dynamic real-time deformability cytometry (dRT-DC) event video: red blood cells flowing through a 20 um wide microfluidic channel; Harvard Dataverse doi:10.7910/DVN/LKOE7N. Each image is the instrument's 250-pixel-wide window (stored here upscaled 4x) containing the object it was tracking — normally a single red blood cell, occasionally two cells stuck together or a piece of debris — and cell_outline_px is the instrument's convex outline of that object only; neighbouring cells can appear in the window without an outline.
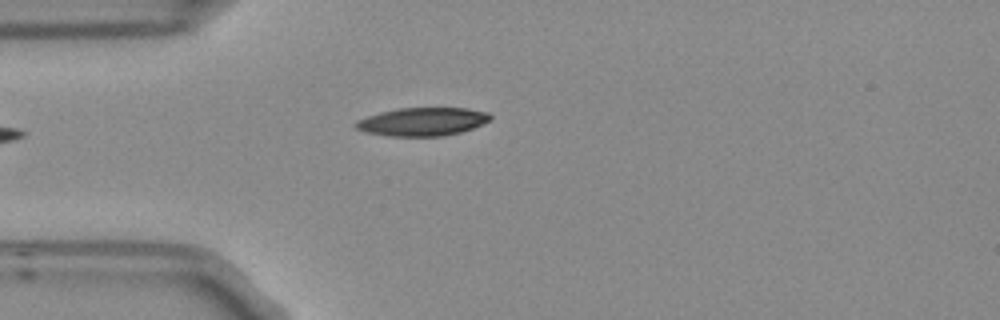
{"species": "Egyptian fruit bat (a non-hibernating species)", "species_latin": "Rousettus aegyptiacus", "temperature_condition": "room temperature", "stored_images_in_passage": 4, "camera_frame_rate_fps": 3000, "um_per_image_px": 0.085, "frame": {"image": 1, "passage_image": 4, "time_ms": 1.0, "image_size_px": [1000, 320], "cell_outline_px": [[492, 120], [472, 128], [460, 132], [440, 136], [388, 136], [364, 132], [356, 128], [352, 124], [356, 120], [380, 112], [396, 108], [468, 108], [488, 112], [492, 116]], "centroid_in_image_um": [35.89, 10.34], "position_along_channel_um": 49.1, "area_um2": 22.31}}